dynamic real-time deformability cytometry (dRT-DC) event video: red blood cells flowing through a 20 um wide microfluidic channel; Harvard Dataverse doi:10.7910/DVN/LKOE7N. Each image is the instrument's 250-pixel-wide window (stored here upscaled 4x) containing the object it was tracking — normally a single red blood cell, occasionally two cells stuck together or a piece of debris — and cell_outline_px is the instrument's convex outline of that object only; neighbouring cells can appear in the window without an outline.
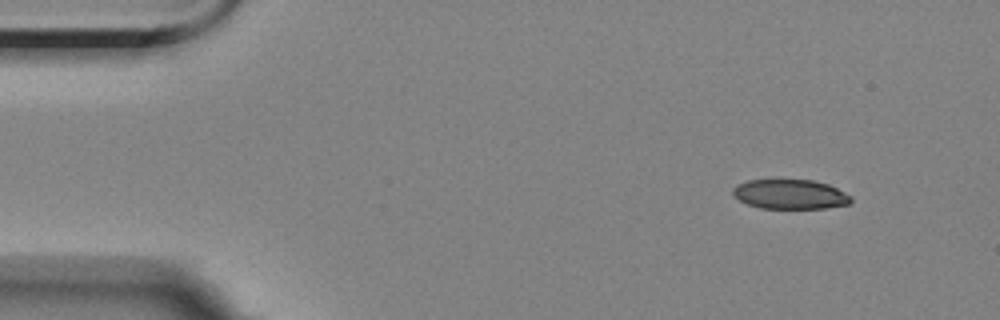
{"species": "Egyptian fruit bat (a non-hibernating species)", "species_latin": "Rousettus aegyptiacus", "temperature_condition": "room temperature", "stored_images_in_passage": 4, "camera_frame_rate_fps": 3000, "um_per_image_px": 0.085, "animal": {"sex": "female"}, "frame": {"image": 1, "passage_image": 1, "time_ms": 0.0, "image_size_px": [1000, 320], "cell_outline_px": [[852, 204], [824, 208], [760, 208], [748, 204], [732, 196], [732, 188], [736, 184], [748, 180], [812, 180], [828, 184], [852, 196]], "centroid_in_image_um": [67.16, 16.51], "position_along_channel_um": 17.8, "area_um2": 20.46}}
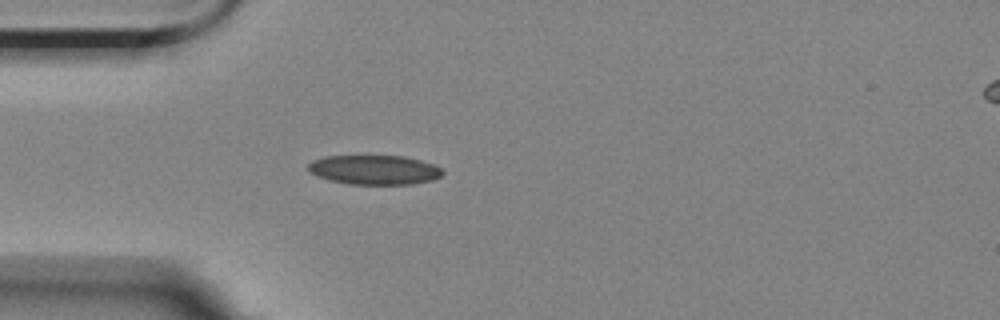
{"frame": {"image": 2, "passage_image": 4, "time_ms": 3.333, "image_size_px": [1000, 320], "cell_outline_px": [[444, 172], [440, 176], [432, 180], [412, 184], [352, 184], [332, 180], [320, 176], [312, 172], [308, 168], [308, 164], [312, 160], [324, 156], [404, 156], [420, 160], [432, 164], [440, 168]], "centroid_in_image_um": [31.85, 14.43], "position_along_channel_um": 53.2, "area_um2": 22.72}}